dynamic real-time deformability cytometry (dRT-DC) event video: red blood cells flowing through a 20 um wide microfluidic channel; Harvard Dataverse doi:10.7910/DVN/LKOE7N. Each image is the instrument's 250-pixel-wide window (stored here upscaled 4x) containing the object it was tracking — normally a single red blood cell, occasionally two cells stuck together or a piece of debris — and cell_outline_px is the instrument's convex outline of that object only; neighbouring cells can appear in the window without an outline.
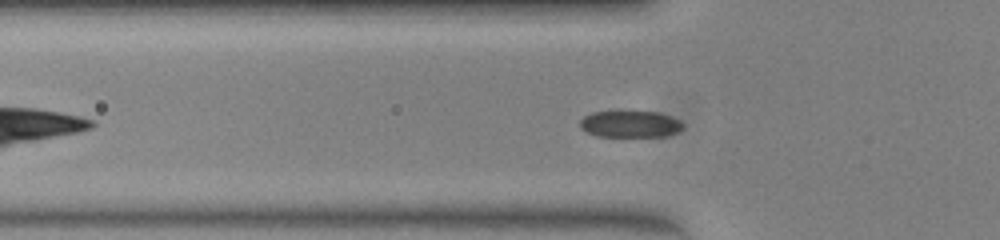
{"species": "common noctule bat (a hibernating species)", "species_latin": "Nyctalus noctula", "temperature_condition": "warm", "stored_images_in_passage": 46, "segment_of_instrument_passage": [1, 2], "camera_frame_rate_fps": 3000, "um_per_image_px": 0.085, "animal": {"sex": "female", "body_mass_g": 23.0, "forearm_length_mm": 53.4}, "frame": {"image": 1, "passage_image": 10, "time_ms": 3.0, "image_size_px": [1000, 240], "cell_outline_px": [[684, 128], [676, 132], [664, 136], [596, 136], [580, 128], [580, 120], [584, 116], [592, 112], [616, 108], [628, 108], [656, 112], [672, 116], [680, 120], [684, 124]], "centroid_in_image_um": [53.54, 10.47], "position_along_channel_um": 72.3, "area_um2": 16.99}}
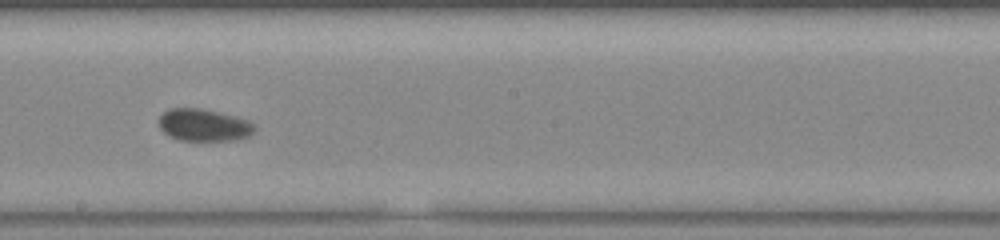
{"frame": {"image": 2, "passage_image": 22, "time_ms": 7.0, "image_size_px": [1000, 240], "cell_outline_px": [[256, 128], [248, 136], [236, 140], [180, 140], [168, 136], [160, 128], [160, 116], [168, 108], [200, 108], [236, 116], [248, 120]], "centroid_in_image_um": [17.31, 10.62], "position_along_channel_um": 230.9, "area_um2": 17.86}}
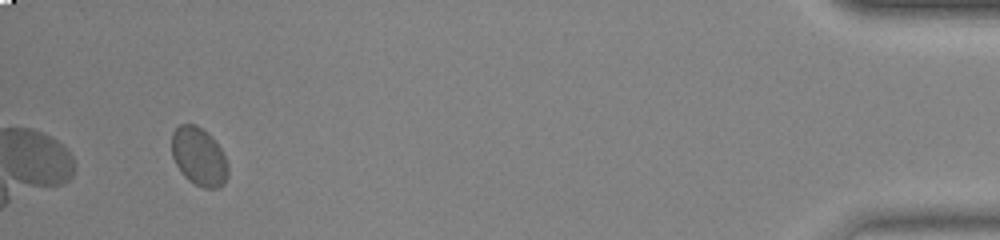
{"frame": {"image": 3, "passage_image": 42, "time_ms": 13.667, "image_size_px": [1000, 240], "cell_outline_px": [[228, 176], [224, 184], [216, 188], [204, 188], [188, 180], [180, 172], [172, 156], [172, 132], [180, 124], [196, 124], [208, 132], [220, 148], [228, 164]], "centroid_in_image_um": [16.9, 13.3], "position_along_channel_um": 418.3, "area_um2": 19.19}}